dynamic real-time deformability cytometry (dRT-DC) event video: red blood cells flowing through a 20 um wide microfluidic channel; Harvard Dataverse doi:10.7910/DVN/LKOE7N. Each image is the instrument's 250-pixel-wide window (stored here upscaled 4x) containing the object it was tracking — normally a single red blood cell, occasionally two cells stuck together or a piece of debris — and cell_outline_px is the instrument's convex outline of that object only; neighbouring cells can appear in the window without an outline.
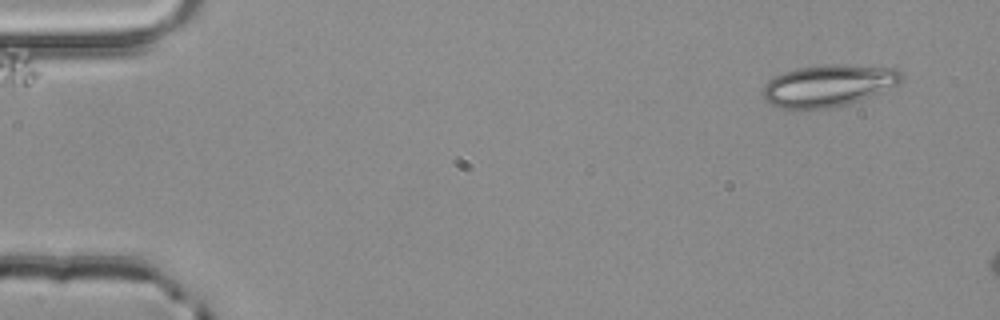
{"species": "common noctule bat (a hibernating species)", "species_latin": "Nyctalus noctula", "temperature_condition": "room temperature", "stored_images_in_passage": 5, "camera_frame_rate_fps": 3000, "um_per_image_px": 0.085, "animal": {"sex": "male", "body_mass_g": 20.4}, "frame": {"image": 1, "passage_image": 1, "time_ms": 0.0, "image_size_px": [1000, 320], "cell_outline_px": [[904, 76], [896, 84], [880, 92], [860, 100], [848, 104], [832, 108], [780, 108], [768, 104], [764, 100], [760, 92], [764, 84], [768, 80], [784, 72], [796, 68], [824, 64], [844, 64], [896, 68]], "centroid_in_image_um": [70.35, 7.27], "position_along_channel_um": 14.7, "area_um2": 33.93}}